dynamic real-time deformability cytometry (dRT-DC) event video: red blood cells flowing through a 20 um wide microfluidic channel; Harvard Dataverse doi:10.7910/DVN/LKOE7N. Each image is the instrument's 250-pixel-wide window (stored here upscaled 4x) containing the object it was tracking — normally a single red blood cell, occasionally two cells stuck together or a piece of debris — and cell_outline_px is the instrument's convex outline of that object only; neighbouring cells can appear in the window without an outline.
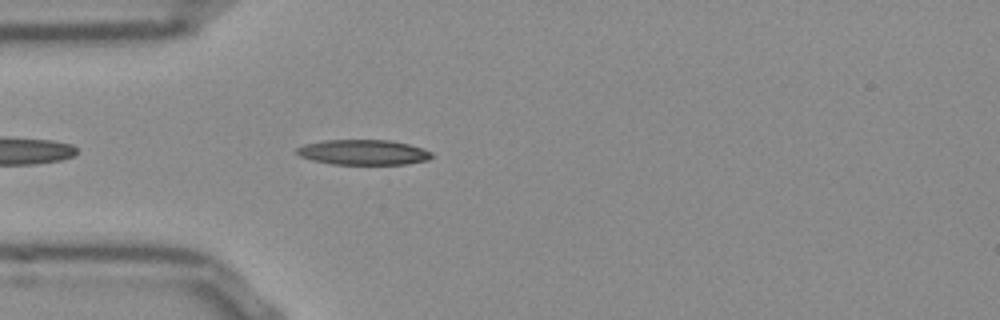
{"species": "Egyptian fruit bat (a non-hibernating species)", "species_latin": "Rousettus aegyptiacus", "temperature_condition": "room temperature", "stored_images_in_passage": 7, "camera_frame_rate_fps": 3000, "um_per_image_px": 0.085, "frame": {"image": 1, "passage_image": 3, "time_ms": 0.667, "image_size_px": [1000, 320], "cell_outline_px": [[432, 156], [428, 160], [404, 164], [332, 164], [312, 160], [300, 156], [296, 152], [296, 148], [304, 144], [324, 140], [392, 140], [424, 148], [432, 152]], "centroid_in_image_um": [30.88, 12.94], "position_along_channel_um": 54.1, "area_um2": 19.83}}
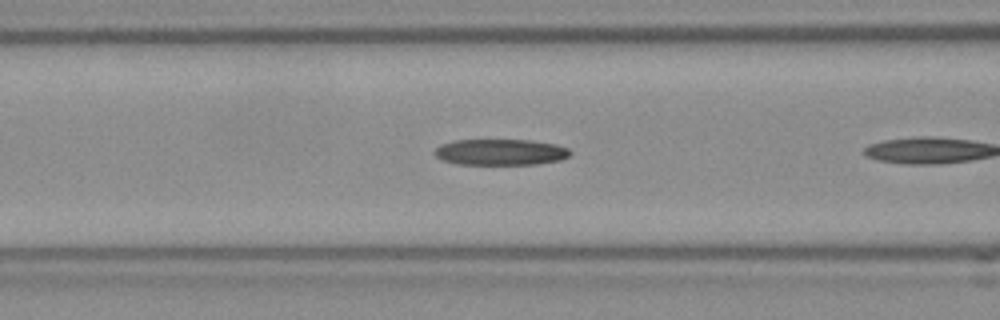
{"frame": {"image": 2, "passage_image": 6, "time_ms": 1.667, "image_size_px": [1000, 320], "cell_outline_px": [[572, 152], [568, 156], [560, 160], [536, 164], [456, 164], [444, 160], [436, 156], [432, 152], [440, 144], [456, 140], [532, 140], [556, 144], [568, 148]], "centroid_in_image_um": [42.54, 12.92], "position_along_channel_um": 124.1, "area_um2": 20.63}}